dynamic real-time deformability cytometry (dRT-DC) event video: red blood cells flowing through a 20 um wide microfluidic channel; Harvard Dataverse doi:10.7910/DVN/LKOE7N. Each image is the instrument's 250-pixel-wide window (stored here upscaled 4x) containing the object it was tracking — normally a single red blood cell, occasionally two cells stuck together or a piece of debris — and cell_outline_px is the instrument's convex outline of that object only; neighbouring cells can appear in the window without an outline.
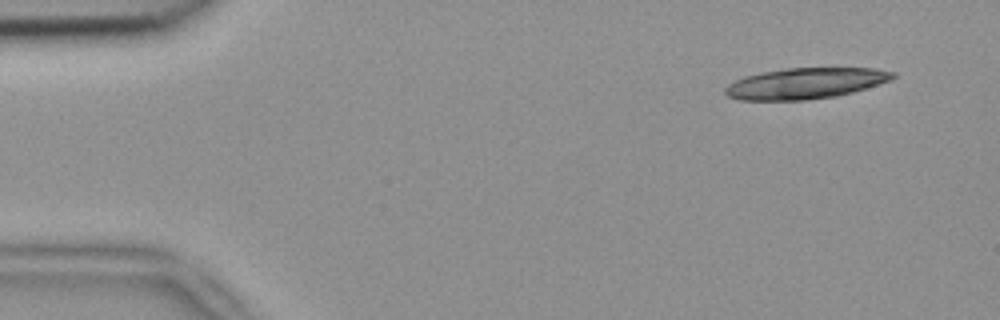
{"species": "common noctule bat (a hibernating species)", "species_latin": "Nyctalus noctula", "temperature_condition": "room temperature", "stored_images_in_passage": 4, "camera_frame_rate_fps": 3000, "um_per_image_px": 0.085, "animal": {"sex": "female", "body_mass_g": 18.4}, "frame": {"image": 1, "passage_image": 1, "time_ms": 0.0, "image_size_px": [1000, 320], "cell_outline_px": [[896, 76], [892, 80], [852, 92], [836, 96], [804, 100], [740, 100], [728, 96], [724, 92], [724, 88], [728, 84], [744, 76], [760, 72], [788, 68], [876, 68], [896, 72]], "centroid_in_image_um": [68.47, 7.08], "position_along_channel_um": 16.5, "area_um2": 30.29}}